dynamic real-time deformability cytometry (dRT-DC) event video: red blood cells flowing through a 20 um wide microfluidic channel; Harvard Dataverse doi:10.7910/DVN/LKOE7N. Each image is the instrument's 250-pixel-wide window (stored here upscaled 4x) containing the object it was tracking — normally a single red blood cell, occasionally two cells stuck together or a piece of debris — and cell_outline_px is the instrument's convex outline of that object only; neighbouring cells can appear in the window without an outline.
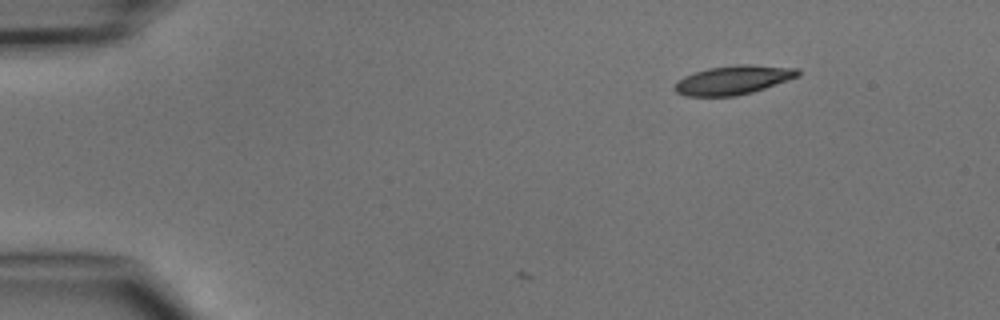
{"species": "common noctule bat (a hibernating species)", "species_latin": "Nyctalus noctula", "temperature_condition": "cold", "stored_images_in_passage": 3, "camera_frame_rate_fps": 3000, "um_per_image_px": 0.085, "animal": {"sex": "male", "body_mass_g": 15.6}, "frame": {"image": 1, "passage_image": 1, "time_ms": 0.0, "image_size_px": [1000, 320], "cell_outline_px": [[800, 76], [752, 92], [736, 96], [684, 96], [676, 92], [672, 88], [676, 80], [684, 76], [708, 68], [736, 64], [748, 64], [796, 68], [800, 72]], "centroid_in_image_um": [62.28, 6.8], "position_along_channel_um": 22.7, "area_um2": 20.87}}